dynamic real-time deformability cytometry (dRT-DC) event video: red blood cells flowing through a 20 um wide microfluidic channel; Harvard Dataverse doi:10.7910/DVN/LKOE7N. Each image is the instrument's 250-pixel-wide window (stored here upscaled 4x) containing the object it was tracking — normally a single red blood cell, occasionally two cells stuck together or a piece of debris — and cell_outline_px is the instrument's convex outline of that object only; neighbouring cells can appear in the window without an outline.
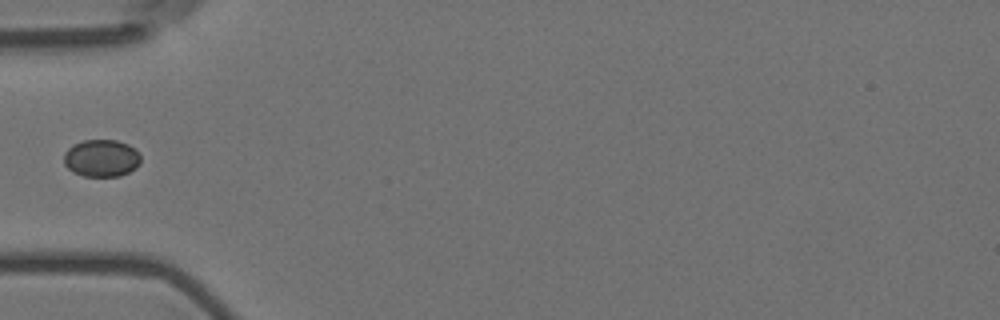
{"species": "Egyptian fruit bat (a non-hibernating species)", "species_latin": "Rousettus aegyptiacus", "temperature_condition": "room temperature", "stored_images_in_passage": 6, "camera_frame_rate_fps": 3000, "um_per_image_px": 0.085, "animal": {"sex": "female"}, "frame": {"image": 1, "passage_image": 1, "time_ms": 0.0, "image_size_px": [1000, 320], "cell_outline_px": [[140, 164], [136, 168], [120, 176], [84, 176], [72, 172], [64, 164], [64, 152], [72, 144], [84, 140], [116, 140], [128, 144], [136, 148], [140, 156]], "centroid_in_image_um": [8.62, 13.44], "position_along_channel_um": 76.4, "area_um2": 16.88}}
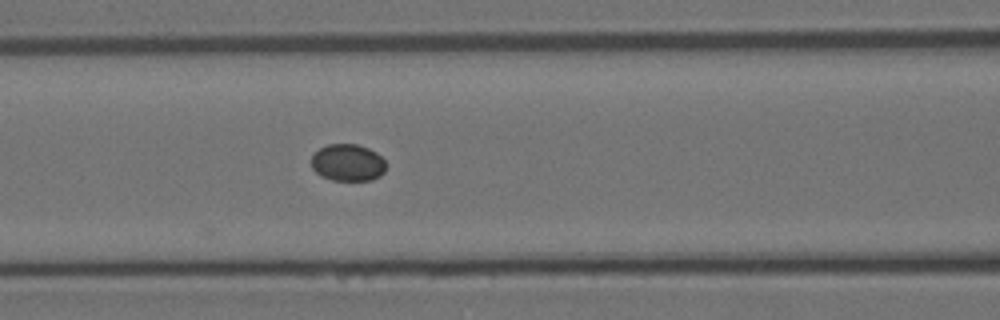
{"frame": {"image": 2, "passage_image": 6, "time_ms": 1.667, "image_size_px": [1000, 320], "cell_outline_px": [[384, 172], [380, 176], [372, 180], [332, 180], [320, 176], [312, 168], [312, 156], [320, 148], [328, 144], [356, 144], [368, 148], [376, 152], [384, 160]], "centroid_in_image_um": [29.55, 13.83], "position_along_channel_um": 137.1, "area_um2": 16.01}}